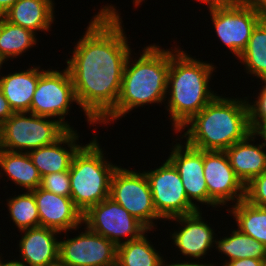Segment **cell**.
<instances>
[{
	"instance_id": "cell-1",
	"label": "cell",
	"mask_w": 266,
	"mask_h": 266,
	"mask_svg": "<svg viewBox=\"0 0 266 266\" xmlns=\"http://www.w3.org/2000/svg\"><path fill=\"white\" fill-rule=\"evenodd\" d=\"M66 60L77 104L87 122L99 124L116 106L130 55L120 14L113 5L100 8Z\"/></svg>"
},
{
	"instance_id": "cell-2",
	"label": "cell",
	"mask_w": 266,
	"mask_h": 266,
	"mask_svg": "<svg viewBox=\"0 0 266 266\" xmlns=\"http://www.w3.org/2000/svg\"><path fill=\"white\" fill-rule=\"evenodd\" d=\"M246 98V99H245ZM228 98L218 94L178 131L186 143L203 151H225L252 133L247 97ZM191 125V126H190Z\"/></svg>"
},
{
	"instance_id": "cell-3",
	"label": "cell",
	"mask_w": 266,
	"mask_h": 266,
	"mask_svg": "<svg viewBox=\"0 0 266 266\" xmlns=\"http://www.w3.org/2000/svg\"><path fill=\"white\" fill-rule=\"evenodd\" d=\"M170 50H164L157 44L148 45L138 60L135 59V63L131 61L130 53L124 67L117 104L99 124L113 123L134 108L148 103L162 104L167 100Z\"/></svg>"
},
{
	"instance_id": "cell-4",
	"label": "cell",
	"mask_w": 266,
	"mask_h": 266,
	"mask_svg": "<svg viewBox=\"0 0 266 266\" xmlns=\"http://www.w3.org/2000/svg\"><path fill=\"white\" fill-rule=\"evenodd\" d=\"M194 58L179 47L170 51L166 108L176 133L217 95L209 87L216 66Z\"/></svg>"
},
{
	"instance_id": "cell-5",
	"label": "cell",
	"mask_w": 266,
	"mask_h": 266,
	"mask_svg": "<svg viewBox=\"0 0 266 266\" xmlns=\"http://www.w3.org/2000/svg\"><path fill=\"white\" fill-rule=\"evenodd\" d=\"M96 134L74 155L69 168L71 199L84 214L110 196L111 179L118 167L107 161Z\"/></svg>"
},
{
	"instance_id": "cell-6",
	"label": "cell",
	"mask_w": 266,
	"mask_h": 266,
	"mask_svg": "<svg viewBox=\"0 0 266 266\" xmlns=\"http://www.w3.org/2000/svg\"><path fill=\"white\" fill-rule=\"evenodd\" d=\"M68 130L57 119L50 120L30 112H14L0 125V149L28 153L56 142Z\"/></svg>"
},
{
	"instance_id": "cell-7",
	"label": "cell",
	"mask_w": 266,
	"mask_h": 266,
	"mask_svg": "<svg viewBox=\"0 0 266 266\" xmlns=\"http://www.w3.org/2000/svg\"><path fill=\"white\" fill-rule=\"evenodd\" d=\"M109 197L124 207L149 231L156 226L154 220L162 219L154 208L150 185L144 171L135 172L118 166L112 175Z\"/></svg>"
},
{
	"instance_id": "cell-8",
	"label": "cell",
	"mask_w": 266,
	"mask_h": 266,
	"mask_svg": "<svg viewBox=\"0 0 266 266\" xmlns=\"http://www.w3.org/2000/svg\"><path fill=\"white\" fill-rule=\"evenodd\" d=\"M60 70L40 69V78L33 95L30 113L56 118L68 129L70 127L65 116L69 113L70 105L77 103L73 82L67 68Z\"/></svg>"
},
{
	"instance_id": "cell-9",
	"label": "cell",
	"mask_w": 266,
	"mask_h": 266,
	"mask_svg": "<svg viewBox=\"0 0 266 266\" xmlns=\"http://www.w3.org/2000/svg\"><path fill=\"white\" fill-rule=\"evenodd\" d=\"M83 224L117 246L140 238L149 230L124 207L108 197L83 214ZM122 237H126L123 241ZM122 239V241H121Z\"/></svg>"
},
{
	"instance_id": "cell-10",
	"label": "cell",
	"mask_w": 266,
	"mask_h": 266,
	"mask_svg": "<svg viewBox=\"0 0 266 266\" xmlns=\"http://www.w3.org/2000/svg\"><path fill=\"white\" fill-rule=\"evenodd\" d=\"M144 173L150 185L154 208L163 220L198 210L188 200L181 177L168 159L159 168Z\"/></svg>"
},
{
	"instance_id": "cell-11",
	"label": "cell",
	"mask_w": 266,
	"mask_h": 266,
	"mask_svg": "<svg viewBox=\"0 0 266 266\" xmlns=\"http://www.w3.org/2000/svg\"><path fill=\"white\" fill-rule=\"evenodd\" d=\"M209 12L217 37L237 58L246 48L255 26L266 15L264 11L244 2Z\"/></svg>"
},
{
	"instance_id": "cell-12",
	"label": "cell",
	"mask_w": 266,
	"mask_h": 266,
	"mask_svg": "<svg viewBox=\"0 0 266 266\" xmlns=\"http://www.w3.org/2000/svg\"><path fill=\"white\" fill-rule=\"evenodd\" d=\"M203 164L208 206L215 208L245 199V185L235 175L225 151H203Z\"/></svg>"
},
{
	"instance_id": "cell-13",
	"label": "cell",
	"mask_w": 266,
	"mask_h": 266,
	"mask_svg": "<svg viewBox=\"0 0 266 266\" xmlns=\"http://www.w3.org/2000/svg\"><path fill=\"white\" fill-rule=\"evenodd\" d=\"M59 241V258L68 266H116L117 245L90 230Z\"/></svg>"
},
{
	"instance_id": "cell-14",
	"label": "cell",
	"mask_w": 266,
	"mask_h": 266,
	"mask_svg": "<svg viewBox=\"0 0 266 266\" xmlns=\"http://www.w3.org/2000/svg\"><path fill=\"white\" fill-rule=\"evenodd\" d=\"M184 145L176 143L171 148L168 160L178 171L188 200L200 210L196 202L208 205V188L203 174V150L194 148L185 142Z\"/></svg>"
},
{
	"instance_id": "cell-15",
	"label": "cell",
	"mask_w": 266,
	"mask_h": 266,
	"mask_svg": "<svg viewBox=\"0 0 266 266\" xmlns=\"http://www.w3.org/2000/svg\"><path fill=\"white\" fill-rule=\"evenodd\" d=\"M31 192L36 200L41 227L67 233L83 224V214L71 197L60 196L40 187Z\"/></svg>"
},
{
	"instance_id": "cell-16",
	"label": "cell",
	"mask_w": 266,
	"mask_h": 266,
	"mask_svg": "<svg viewBox=\"0 0 266 266\" xmlns=\"http://www.w3.org/2000/svg\"><path fill=\"white\" fill-rule=\"evenodd\" d=\"M202 211L177 216L170 220L179 222L180 230L172 233L173 244L184 256L192 259H203L209 249L215 245L214 229L202 219ZM203 256V258H202Z\"/></svg>"
},
{
	"instance_id": "cell-17",
	"label": "cell",
	"mask_w": 266,
	"mask_h": 266,
	"mask_svg": "<svg viewBox=\"0 0 266 266\" xmlns=\"http://www.w3.org/2000/svg\"><path fill=\"white\" fill-rule=\"evenodd\" d=\"M76 132L77 130L69 129L56 142L28 152L41 177L50 173L69 170L74 155L82 147L76 142L79 138ZM66 145L69 149L63 147Z\"/></svg>"
},
{
	"instance_id": "cell-18",
	"label": "cell",
	"mask_w": 266,
	"mask_h": 266,
	"mask_svg": "<svg viewBox=\"0 0 266 266\" xmlns=\"http://www.w3.org/2000/svg\"><path fill=\"white\" fill-rule=\"evenodd\" d=\"M19 241L21 261L27 266H43L59 257L60 232L46 228L35 227L22 230Z\"/></svg>"
},
{
	"instance_id": "cell-19",
	"label": "cell",
	"mask_w": 266,
	"mask_h": 266,
	"mask_svg": "<svg viewBox=\"0 0 266 266\" xmlns=\"http://www.w3.org/2000/svg\"><path fill=\"white\" fill-rule=\"evenodd\" d=\"M255 139L256 136L251 133L225 150L235 175L244 185L266 171V149L262 143H250Z\"/></svg>"
},
{
	"instance_id": "cell-20",
	"label": "cell",
	"mask_w": 266,
	"mask_h": 266,
	"mask_svg": "<svg viewBox=\"0 0 266 266\" xmlns=\"http://www.w3.org/2000/svg\"><path fill=\"white\" fill-rule=\"evenodd\" d=\"M53 0H18L3 17L10 23L37 33L49 31L54 23Z\"/></svg>"
},
{
	"instance_id": "cell-21",
	"label": "cell",
	"mask_w": 266,
	"mask_h": 266,
	"mask_svg": "<svg viewBox=\"0 0 266 266\" xmlns=\"http://www.w3.org/2000/svg\"><path fill=\"white\" fill-rule=\"evenodd\" d=\"M40 78V67L0 76V87L13 112H29Z\"/></svg>"
},
{
	"instance_id": "cell-22",
	"label": "cell",
	"mask_w": 266,
	"mask_h": 266,
	"mask_svg": "<svg viewBox=\"0 0 266 266\" xmlns=\"http://www.w3.org/2000/svg\"><path fill=\"white\" fill-rule=\"evenodd\" d=\"M0 170L16 186L32 191L40 187L41 175L28 153L10 152L0 149Z\"/></svg>"
},
{
	"instance_id": "cell-23",
	"label": "cell",
	"mask_w": 266,
	"mask_h": 266,
	"mask_svg": "<svg viewBox=\"0 0 266 266\" xmlns=\"http://www.w3.org/2000/svg\"><path fill=\"white\" fill-rule=\"evenodd\" d=\"M145 234L117 246V266H164L165 259L150 244Z\"/></svg>"
},
{
	"instance_id": "cell-24",
	"label": "cell",
	"mask_w": 266,
	"mask_h": 266,
	"mask_svg": "<svg viewBox=\"0 0 266 266\" xmlns=\"http://www.w3.org/2000/svg\"><path fill=\"white\" fill-rule=\"evenodd\" d=\"M223 238L215 239V246L221 254H225L230 262L232 260L252 258L260 259L266 263V246L240 230L235 229L230 234Z\"/></svg>"
},
{
	"instance_id": "cell-25",
	"label": "cell",
	"mask_w": 266,
	"mask_h": 266,
	"mask_svg": "<svg viewBox=\"0 0 266 266\" xmlns=\"http://www.w3.org/2000/svg\"><path fill=\"white\" fill-rule=\"evenodd\" d=\"M231 207L230 214L237 229L266 246V208L250 204L245 199Z\"/></svg>"
},
{
	"instance_id": "cell-26",
	"label": "cell",
	"mask_w": 266,
	"mask_h": 266,
	"mask_svg": "<svg viewBox=\"0 0 266 266\" xmlns=\"http://www.w3.org/2000/svg\"><path fill=\"white\" fill-rule=\"evenodd\" d=\"M238 58L246 73L260 80L266 76V15L253 29L246 48Z\"/></svg>"
},
{
	"instance_id": "cell-27",
	"label": "cell",
	"mask_w": 266,
	"mask_h": 266,
	"mask_svg": "<svg viewBox=\"0 0 266 266\" xmlns=\"http://www.w3.org/2000/svg\"><path fill=\"white\" fill-rule=\"evenodd\" d=\"M37 41L36 34L32 31L0 17V55L4 60L18 58L17 56L35 46Z\"/></svg>"
},
{
	"instance_id": "cell-28",
	"label": "cell",
	"mask_w": 266,
	"mask_h": 266,
	"mask_svg": "<svg viewBox=\"0 0 266 266\" xmlns=\"http://www.w3.org/2000/svg\"><path fill=\"white\" fill-rule=\"evenodd\" d=\"M6 204L10 217L20 232L40 226L36 200L31 191L7 199Z\"/></svg>"
},
{
	"instance_id": "cell-29",
	"label": "cell",
	"mask_w": 266,
	"mask_h": 266,
	"mask_svg": "<svg viewBox=\"0 0 266 266\" xmlns=\"http://www.w3.org/2000/svg\"><path fill=\"white\" fill-rule=\"evenodd\" d=\"M40 188L60 196L71 197L69 170L42 176Z\"/></svg>"
},
{
	"instance_id": "cell-30",
	"label": "cell",
	"mask_w": 266,
	"mask_h": 266,
	"mask_svg": "<svg viewBox=\"0 0 266 266\" xmlns=\"http://www.w3.org/2000/svg\"><path fill=\"white\" fill-rule=\"evenodd\" d=\"M245 200L250 204L266 208V171L245 185Z\"/></svg>"
},
{
	"instance_id": "cell-31",
	"label": "cell",
	"mask_w": 266,
	"mask_h": 266,
	"mask_svg": "<svg viewBox=\"0 0 266 266\" xmlns=\"http://www.w3.org/2000/svg\"><path fill=\"white\" fill-rule=\"evenodd\" d=\"M258 93L257 100L250 101L247 98L248 111H249V122L253 128L260 120L266 119V86Z\"/></svg>"
},
{
	"instance_id": "cell-32",
	"label": "cell",
	"mask_w": 266,
	"mask_h": 266,
	"mask_svg": "<svg viewBox=\"0 0 266 266\" xmlns=\"http://www.w3.org/2000/svg\"><path fill=\"white\" fill-rule=\"evenodd\" d=\"M207 4L209 10L217 8H230L243 3V0H197Z\"/></svg>"
},
{
	"instance_id": "cell-33",
	"label": "cell",
	"mask_w": 266,
	"mask_h": 266,
	"mask_svg": "<svg viewBox=\"0 0 266 266\" xmlns=\"http://www.w3.org/2000/svg\"><path fill=\"white\" fill-rule=\"evenodd\" d=\"M13 110L9 106L7 99L3 95V91L0 87V125L8 120L13 115Z\"/></svg>"
},
{
	"instance_id": "cell-34",
	"label": "cell",
	"mask_w": 266,
	"mask_h": 266,
	"mask_svg": "<svg viewBox=\"0 0 266 266\" xmlns=\"http://www.w3.org/2000/svg\"><path fill=\"white\" fill-rule=\"evenodd\" d=\"M266 263L260 259L244 258L232 260L230 262H224L222 266H265Z\"/></svg>"
},
{
	"instance_id": "cell-35",
	"label": "cell",
	"mask_w": 266,
	"mask_h": 266,
	"mask_svg": "<svg viewBox=\"0 0 266 266\" xmlns=\"http://www.w3.org/2000/svg\"><path fill=\"white\" fill-rule=\"evenodd\" d=\"M252 133L260 137V139H263L262 144L266 148V119L260 120L253 128H252Z\"/></svg>"
},
{
	"instance_id": "cell-36",
	"label": "cell",
	"mask_w": 266,
	"mask_h": 266,
	"mask_svg": "<svg viewBox=\"0 0 266 266\" xmlns=\"http://www.w3.org/2000/svg\"><path fill=\"white\" fill-rule=\"evenodd\" d=\"M18 0H0V17H2Z\"/></svg>"
},
{
	"instance_id": "cell-37",
	"label": "cell",
	"mask_w": 266,
	"mask_h": 266,
	"mask_svg": "<svg viewBox=\"0 0 266 266\" xmlns=\"http://www.w3.org/2000/svg\"><path fill=\"white\" fill-rule=\"evenodd\" d=\"M245 4L251 5L266 13V0H243Z\"/></svg>"
},
{
	"instance_id": "cell-38",
	"label": "cell",
	"mask_w": 266,
	"mask_h": 266,
	"mask_svg": "<svg viewBox=\"0 0 266 266\" xmlns=\"http://www.w3.org/2000/svg\"><path fill=\"white\" fill-rule=\"evenodd\" d=\"M164 266H215L214 264H212V263H209V264H206V263H200L199 264V262L198 263H195V262H183V263H172V264H168L167 262L166 263H164ZM217 266V265H216Z\"/></svg>"
},
{
	"instance_id": "cell-39",
	"label": "cell",
	"mask_w": 266,
	"mask_h": 266,
	"mask_svg": "<svg viewBox=\"0 0 266 266\" xmlns=\"http://www.w3.org/2000/svg\"><path fill=\"white\" fill-rule=\"evenodd\" d=\"M0 266H27L24 262H22L21 260H11V261H7V262H2L1 261V257H0Z\"/></svg>"
},
{
	"instance_id": "cell-40",
	"label": "cell",
	"mask_w": 266,
	"mask_h": 266,
	"mask_svg": "<svg viewBox=\"0 0 266 266\" xmlns=\"http://www.w3.org/2000/svg\"><path fill=\"white\" fill-rule=\"evenodd\" d=\"M43 266H68L66 263H64L59 257L51 262H48L47 264Z\"/></svg>"
},
{
	"instance_id": "cell-41",
	"label": "cell",
	"mask_w": 266,
	"mask_h": 266,
	"mask_svg": "<svg viewBox=\"0 0 266 266\" xmlns=\"http://www.w3.org/2000/svg\"><path fill=\"white\" fill-rule=\"evenodd\" d=\"M144 0H133V3H134V5L135 6H139V4L141 3V2H143Z\"/></svg>"
},
{
	"instance_id": "cell-42",
	"label": "cell",
	"mask_w": 266,
	"mask_h": 266,
	"mask_svg": "<svg viewBox=\"0 0 266 266\" xmlns=\"http://www.w3.org/2000/svg\"><path fill=\"white\" fill-rule=\"evenodd\" d=\"M3 63H6V62H5V60L0 55V70H1V67H2Z\"/></svg>"
},
{
	"instance_id": "cell-43",
	"label": "cell",
	"mask_w": 266,
	"mask_h": 266,
	"mask_svg": "<svg viewBox=\"0 0 266 266\" xmlns=\"http://www.w3.org/2000/svg\"><path fill=\"white\" fill-rule=\"evenodd\" d=\"M262 82L266 86V76L262 79Z\"/></svg>"
}]
</instances>
